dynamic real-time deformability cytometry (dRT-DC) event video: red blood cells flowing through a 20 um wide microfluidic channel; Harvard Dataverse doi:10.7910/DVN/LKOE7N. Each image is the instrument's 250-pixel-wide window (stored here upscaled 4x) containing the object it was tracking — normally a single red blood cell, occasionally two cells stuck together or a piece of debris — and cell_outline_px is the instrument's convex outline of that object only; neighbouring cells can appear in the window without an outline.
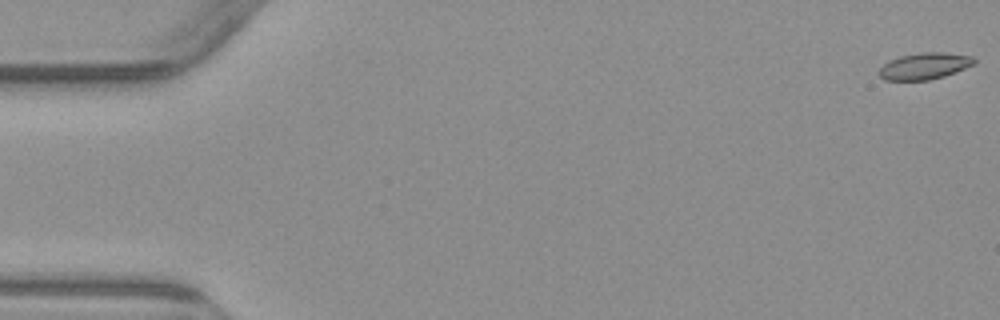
{"species": "common noctule bat (a hibernating species)", "species_latin": "Nyctalus noctula", "temperature_condition": "warm", "stored_images_in_passage": 6, "camera_frame_rate_fps": 3000, "um_per_image_px": 0.085, "animal": {"sex": "male", "body_mass_g": 23.1, "forearm_length_mm": 52.7}, "frame": {"image": 1, "passage_image": 1, "time_ms": 0.0, "image_size_px": [1000, 320], "cell_outline_px": [[976, 64], [944, 76], [928, 80], [884, 80], [880, 76], [880, 68], [888, 60], [900, 56], [920, 52], [944, 52], [972, 56], [976, 60]], "centroid_in_image_um": [78.6, 5.6], "position_along_channel_um": 6.4, "area_um2": 14.74}}
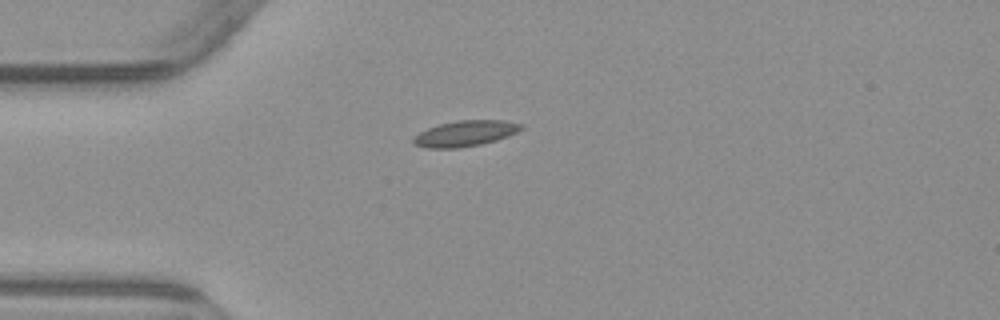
{"frame": {"image": 2, "passage_image": 5, "time_ms": 4.667, "image_size_px": [1000, 320], "cell_outline_px": [[524, 128], [508, 136], [496, 140], [480, 144], [460, 148], [428, 148], [412, 144], [412, 136], [428, 128], [440, 124], [456, 120], [504, 120], [524, 124]], "centroid_in_image_um": [39.53, 11.34], "position_along_channel_um": 45.5, "area_um2": 16.3}}
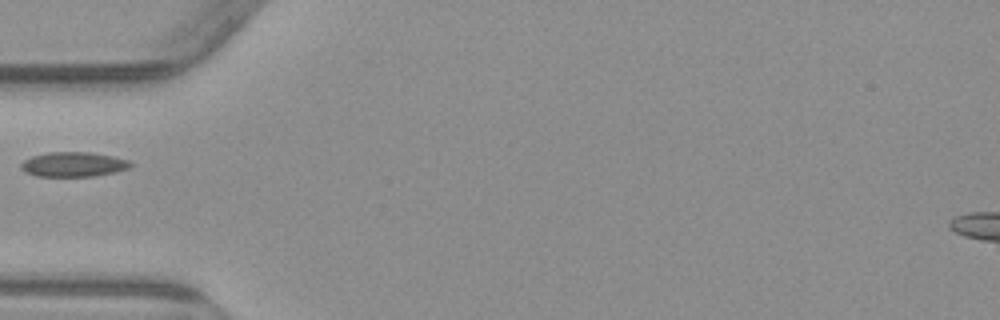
{"frame": {"image": 3, "passage_image": 6, "time_ms": 6.0, "image_size_px": [1000, 320], "cell_outline_px": [[132, 164], [128, 168], [116, 172], [96, 176], [36, 176], [20, 168], [20, 164], [24, 160], [32, 156], [48, 152], [92, 152], [112, 156], [128, 160]], "centroid_in_image_um": [6.24, 13.97], "position_along_channel_um": 78.8, "area_um2": 15.72}}